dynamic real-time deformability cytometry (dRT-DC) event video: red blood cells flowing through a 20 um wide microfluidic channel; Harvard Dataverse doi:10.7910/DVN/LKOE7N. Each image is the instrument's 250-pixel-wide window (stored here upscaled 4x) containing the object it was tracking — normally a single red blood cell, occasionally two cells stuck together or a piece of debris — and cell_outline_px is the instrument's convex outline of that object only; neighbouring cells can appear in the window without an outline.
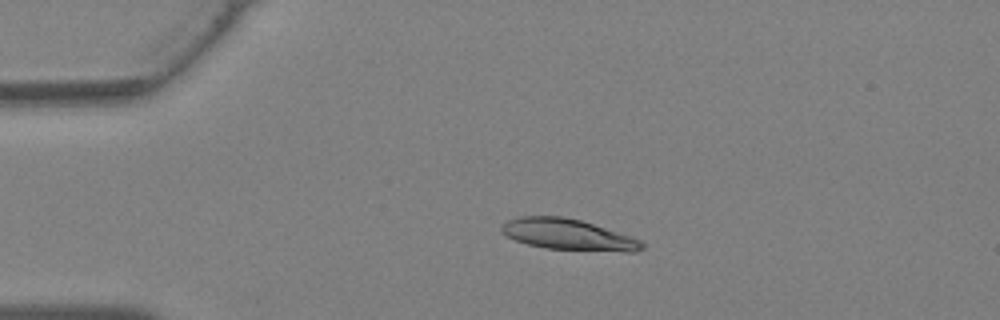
{"species": "Egyptian fruit bat (a non-hibernating species)", "species_latin": "Rousettus aegyptiacus", "temperature_condition": "warm", "stored_images_in_passage": 31, "camera_frame_rate_fps": 3000, "um_per_image_px": 0.085, "animal": {"sex": "female"}, "frame": {"image": 1, "passage_image": 1, "time_ms": 0.0, "image_size_px": [1000, 320], "cell_outline_px": [[644, 248], [636, 252], [624, 252], [544, 248], [528, 244], [516, 240], [500, 232], [500, 228], [508, 220], [516, 216], [564, 216], [580, 220], [640, 240], [644, 244]], "centroid_in_image_um": [48.26, 19.94], "position_along_channel_um": 36.7, "area_um2": 25.14}}
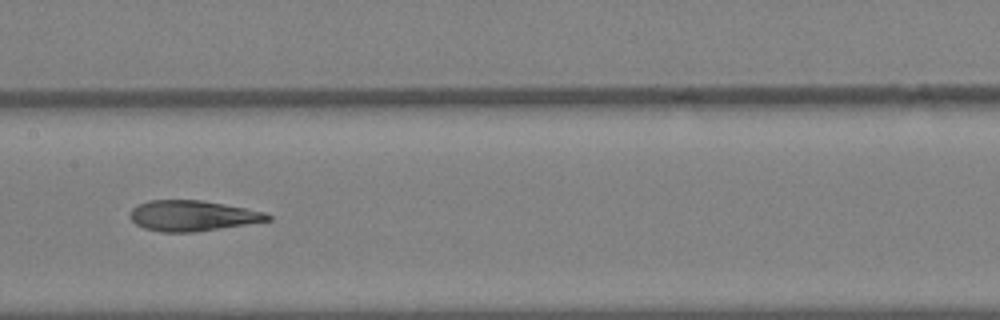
{"frame": {"image": 2, "passage_image": 12, "time_ms": 3.667, "image_size_px": [1000, 320], "cell_outline_px": [[272, 220], [192, 232], [164, 232], [144, 228], [136, 224], [128, 216], [128, 212], [132, 208], [140, 204], [152, 200], [200, 200], [224, 204], [264, 212], [272, 216]], "centroid_in_image_um": [16.32, 18.33], "position_along_channel_um": 191.1, "area_um2": 24.22}}
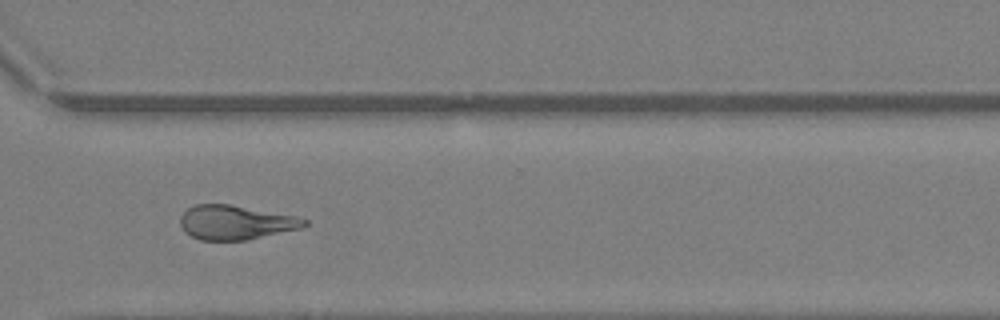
{"frame": {"image": 3, "passage_image": 21, "time_ms": 6.667, "image_size_px": [1000, 320], "cell_outline_px": [[308, 224], [304, 228], [244, 240], [200, 240], [184, 232], [180, 224], [180, 216], [188, 208], [196, 204], [228, 204], [300, 216], [308, 220]], "centroid_in_image_um": [20.07, 18.9], "position_along_channel_um": 350.5, "area_um2": 24.97}}